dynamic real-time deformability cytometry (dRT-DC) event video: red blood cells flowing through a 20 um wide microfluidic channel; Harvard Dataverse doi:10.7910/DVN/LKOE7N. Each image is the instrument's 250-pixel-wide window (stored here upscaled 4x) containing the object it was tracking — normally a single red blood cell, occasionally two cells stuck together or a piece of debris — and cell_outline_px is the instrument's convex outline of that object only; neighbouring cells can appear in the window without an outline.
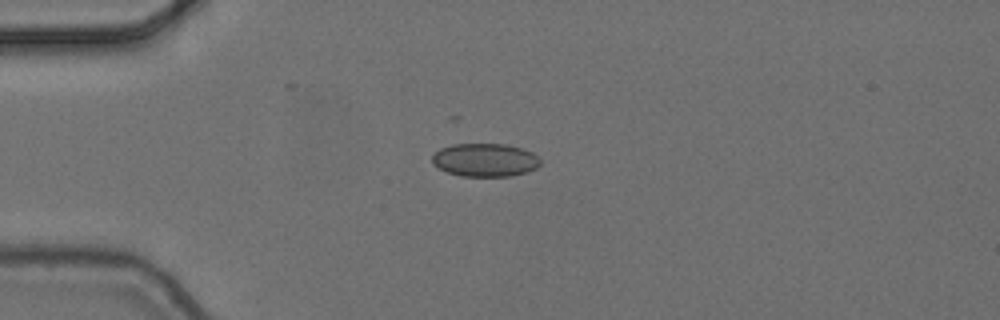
{"species": "common noctule bat (a hibernating species)", "species_latin": "Nyctalus noctula", "temperature_condition": "cold", "stored_images_in_passage": 5, "camera_frame_rate_fps": 3000, "um_per_image_px": 0.085, "animal": {"sex": "female", "body_mass_g": 24.6, "forearm_length_mm": 56.2}, "frame": {"image": 1, "passage_image": 4, "time_ms": 1.0, "image_size_px": [1000, 320], "cell_outline_px": [[540, 164], [536, 168], [528, 172], [512, 176], [460, 176], [448, 172], [432, 164], [432, 156], [440, 148], [452, 144], [504, 144], [520, 148], [532, 152], [540, 160]], "centroid_in_image_um": [41.22, 13.6], "position_along_channel_um": 43.8, "area_um2": 20.92}}